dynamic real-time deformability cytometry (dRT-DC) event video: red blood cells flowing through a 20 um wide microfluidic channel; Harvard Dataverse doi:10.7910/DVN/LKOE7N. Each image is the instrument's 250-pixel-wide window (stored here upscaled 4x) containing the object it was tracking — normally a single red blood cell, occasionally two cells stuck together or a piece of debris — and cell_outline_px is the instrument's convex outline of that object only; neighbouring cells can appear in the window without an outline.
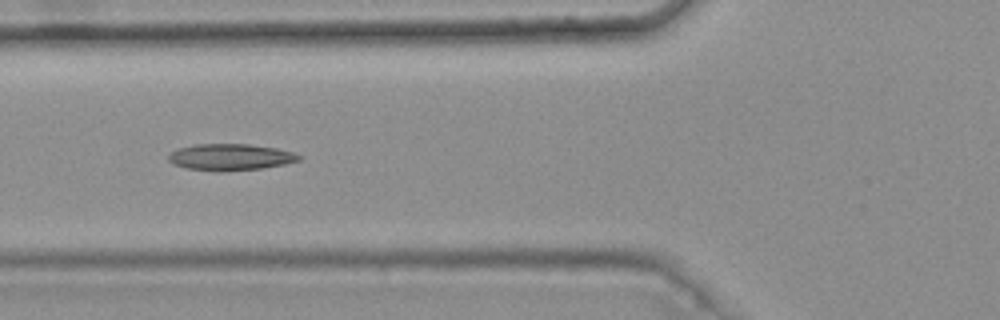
{"species": "common noctule bat (a hibernating species)", "species_latin": "Nyctalus noctula", "temperature_condition": "warm", "stored_images_in_passage": 7, "camera_frame_rate_fps": 3000, "um_per_image_px": 0.085, "animal": {"sex": "female", "body_mass_g": 25.1}, "frame": {"image": 1, "passage_image": 6, "time_ms": 1.667, "image_size_px": [1000, 320], "cell_outline_px": [[304, 156], [300, 160], [284, 164], [264, 168], [224, 172], [216, 172], [184, 168], [172, 164], [168, 160], [168, 156], [172, 152], [180, 148], [196, 144], [248, 144], [276, 148], [292, 152]], "centroid_in_image_um": [19.58, 13.37], "position_along_channel_um": 106.2, "area_um2": 20.4}}
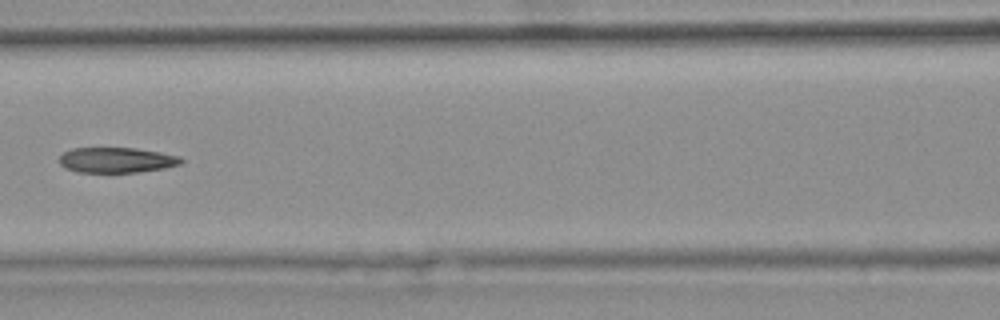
{"frame": {"image": 2, "passage_image": 7, "time_ms": 2.0, "image_size_px": [1000, 320], "cell_outline_px": [[184, 160], [180, 164], [164, 168], [140, 172], [76, 172], [64, 168], [56, 160], [64, 152], [72, 148], [136, 148], [160, 152], [180, 156]], "centroid_in_image_um": [9.88, 13.6], "position_along_channel_um": 156.7, "area_um2": 18.15}}